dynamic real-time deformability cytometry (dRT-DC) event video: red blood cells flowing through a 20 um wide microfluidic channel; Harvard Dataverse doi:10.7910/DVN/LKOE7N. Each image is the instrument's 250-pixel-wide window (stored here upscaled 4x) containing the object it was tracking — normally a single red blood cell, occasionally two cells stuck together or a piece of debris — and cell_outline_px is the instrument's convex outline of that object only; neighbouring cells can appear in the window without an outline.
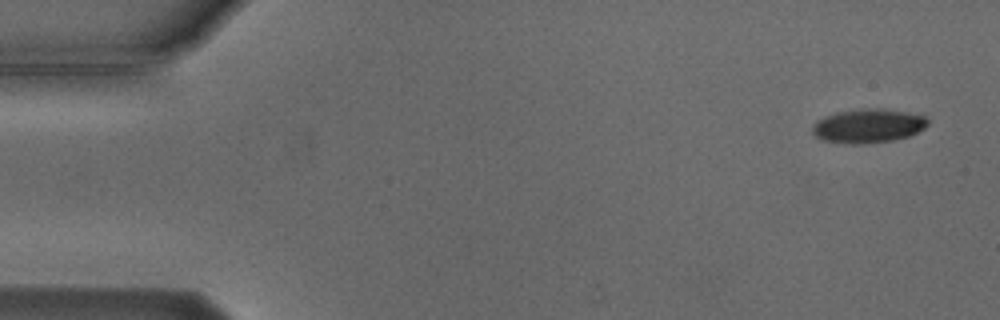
{"species": "Egyptian fruit bat (a non-hibernating species)", "species_latin": "Rousettus aegyptiacus", "temperature_condition": "cold", "stored_images_in_passage": 5, "camera_frame_rate_fps": 3000, "um_per_image_px": 0.085, "animal": {"sex": "male"}, "frame": {"image": 1, "passage_image": 1, "time_ms": 0.0, "image_size_px": [1000, 320], "cell_outline_px": [[928, 124], [924, 128], [908, 136], [892, 140], [860, 144], [852, 144], [824, 140], [816, 136], [812, 132], [812, 128], [816, 120], [824, 116], [836, 112], [868, 108], [880, 108], [904, 112], [924, 116], [928, 120]], "centroid_in_image_um": [73.76, 10.69], "position_along_channel_um": 11.2, "area_um2": 22.54}}
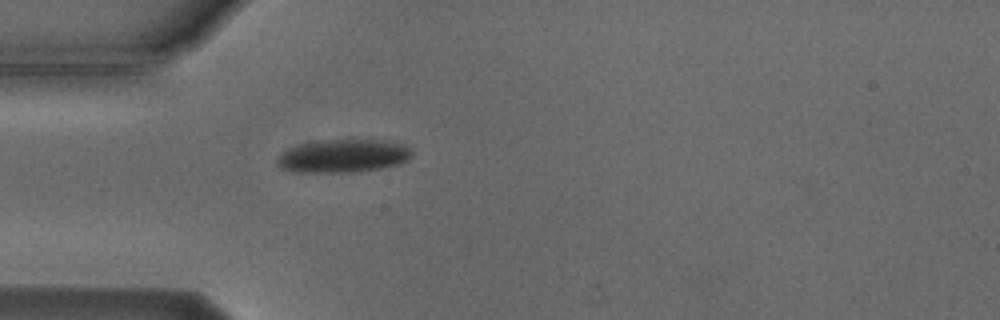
{"frame": {"image": 2, "passage_image": 5, "time_ms": 4.333, "image_size_px": [1000, 320], "cell_outline_px": [[412, 152], [400, 164], [360, 172], [300, 172], [280, 168], [276, 164], [276, 160], [280, 152], [296, 144], [316, 140], [348, 136], [388, 140], [400, 144], [408, 148]], "centroid_in_image_um": [29.1, 13.19], "position_along_channel_um": 55.9, "area_um2": 27.17}}